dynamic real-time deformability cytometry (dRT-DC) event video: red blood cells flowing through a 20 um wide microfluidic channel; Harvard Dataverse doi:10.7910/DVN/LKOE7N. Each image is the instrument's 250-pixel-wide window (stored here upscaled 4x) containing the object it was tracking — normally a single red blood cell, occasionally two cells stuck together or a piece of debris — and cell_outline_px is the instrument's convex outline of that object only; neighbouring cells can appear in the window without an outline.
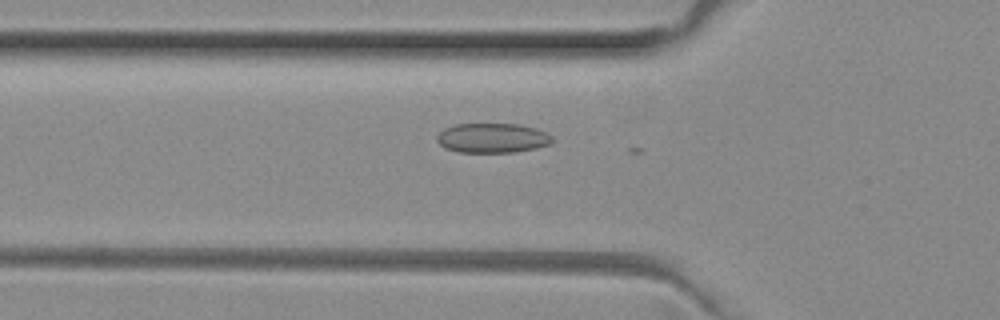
{"species": "common noctule bat (a hibernating species)", "species_latin": "Nyctalus noctula", "temperature_condition": "room temperature", "stored_images_in_passage": 18, "camera_frame_rate_fps": 3000, "um_per_image_px": 0.085, "animal": {"sex": "female", "body_mass_g": 29.2, "forearm_length_mm": 56.3}, "frame": {"image": 1, "passage_image": 16, "time_ms": 5.0, "image_size_px": [1000, 320], "cell_outline_px": [[552, 140], [548, 144], [536, 148], [512, 152], [460, 152], [444, 148], [436, 140], [436, 136], [444, 128], [456, 124], [516, 124], [536, 128], [548, 132], [552, 136]], "centroid_in_image_um": [41.84, 11.72], "position_along_channel_um": 84.0, "area_um2": 19.88}}